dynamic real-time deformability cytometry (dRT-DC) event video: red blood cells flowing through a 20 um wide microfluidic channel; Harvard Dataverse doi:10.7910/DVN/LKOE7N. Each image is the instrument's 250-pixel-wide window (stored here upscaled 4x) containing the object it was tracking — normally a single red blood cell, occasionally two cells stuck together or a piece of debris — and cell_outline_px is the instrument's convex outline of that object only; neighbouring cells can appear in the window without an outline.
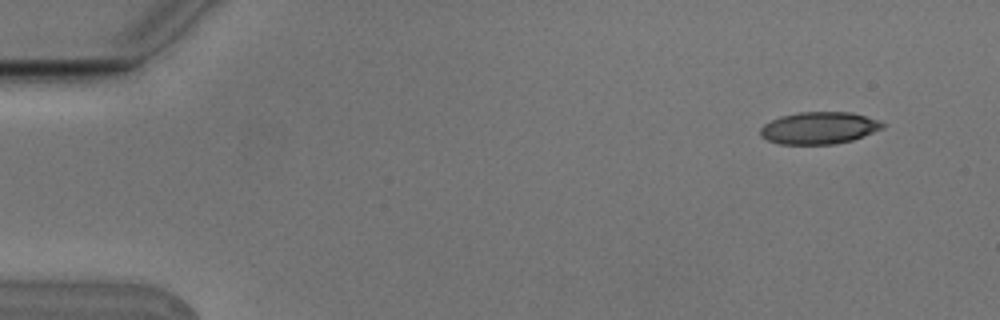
{"species": "Egyptian fruit bat (a non-hibernating species)", "species_latin": "Rousettus aegyptiacus", "temperature_condition": "cold", "stored_images_in_passage": 9, "camera_frame_rate_fps": 3000, "um_per_image_px": 0.085, "animal": {"sex": "male"}, "frame": {"image": 1, "passage_image": 1, "time_ms": 0.0, "image_size_px": [1000, 320], "cell_outline_px": [[884, 128], [852, 140], [836, 144], [780, 144], [768, 140], [760, 136], [760, 128], [764, 124], [780, 116], [796, 112], [852, 112], [880, 120], [884, 124]], "centroid_in_image_um": [69.62, 10.87], "position_along_channel_um": 15.4, "area_um2": 22.95}}
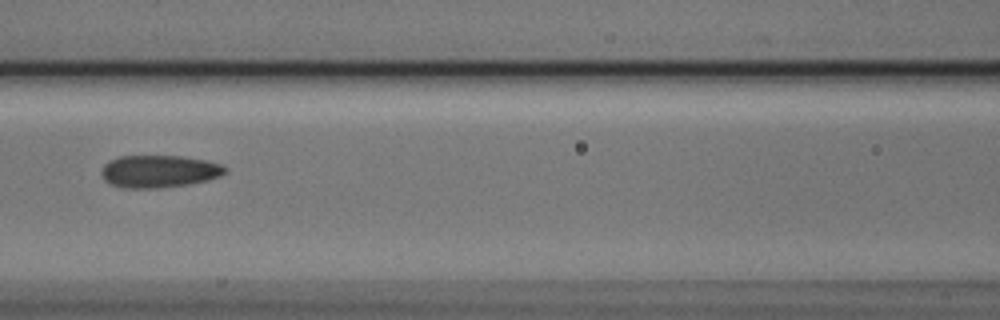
{"frame": {"image": 2, "passage_image": 6, "time_ms": 1.667, "image_size_px": [1000, 320], "cell_outline_px": [[228, 172], [220, 176], [208, 180], [188, 184], [156, 188], [128, 188], [112, 184], [104, 180], [100, 172], [104, 164], [108, 160], [120, 156], [184, 156], [204, 160], [220, 164], [228, 168]], "centroid_in_image_um": [13.52, 14.55], "position_along_channel_um": 153.1, "area_um2": 23.41}}
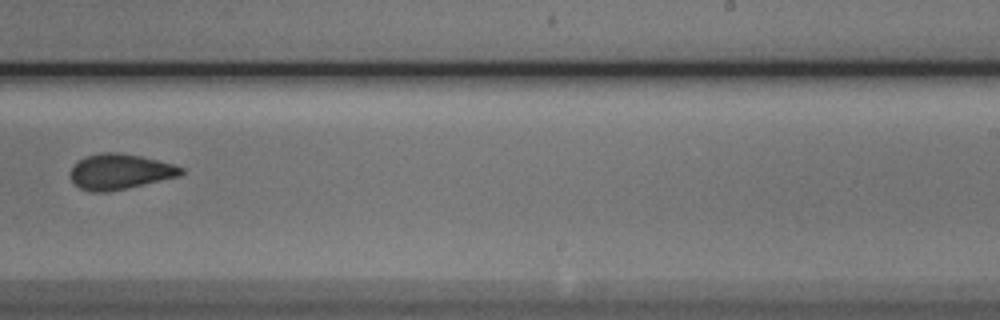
{"frame": {"image": 3, "passage_image": 9, "time_ms": 2.667, "image_size_px": [1000, 320], "cell_outline_px": [[184, 172], [180, 176], [108, 192], [92, 192], [80, 188], [72, 180], [68, 172], [84, 156], [100, 152], [116, 152], [140, 156], [172, 164], [184, 168]], "centroid_in_image_um": [10.17, 14.59], "position_along_channel_um": 278.8, "area_um2": 22.72}}